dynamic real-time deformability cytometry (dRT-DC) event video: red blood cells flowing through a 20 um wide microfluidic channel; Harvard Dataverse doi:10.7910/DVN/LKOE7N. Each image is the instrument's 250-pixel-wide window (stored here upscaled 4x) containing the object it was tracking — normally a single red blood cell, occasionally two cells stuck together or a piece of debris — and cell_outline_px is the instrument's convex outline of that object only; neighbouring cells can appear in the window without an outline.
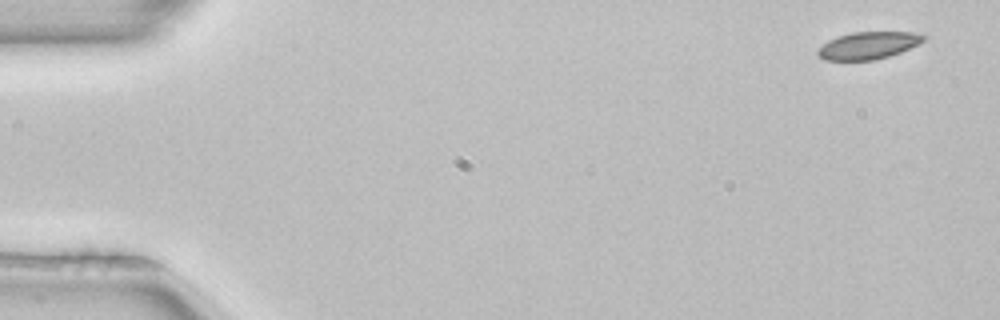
{"species": "common noctule bat (a hibernating species)", "species_latin": "Nyctalus noctula", "temperature_condition": "room temperature", "stored_images_in_passage": 6, "camera_frame_rate_fps": 3000, "um_per_image_px": 0.085, "animal": {"sex": "female", "body_mass_g": 22.7, "forearm_length_mm": 54.2}, "frame": {"image": 1, "passage_image": 1, "time_ms": 0.0, "image_size_px": [1000, 320], "cell_outline_px": [[928, 36], [924, 40], [900, 52], [876, 60], [824, 60], [816, 52], [816, 48], [828, 40], [836, 36], [852, 32], [912, 32]], "centroid_in_image_um": [73.74, 3.86], "position_along_channel_um": 11.3, "area_um2": 16.82}}
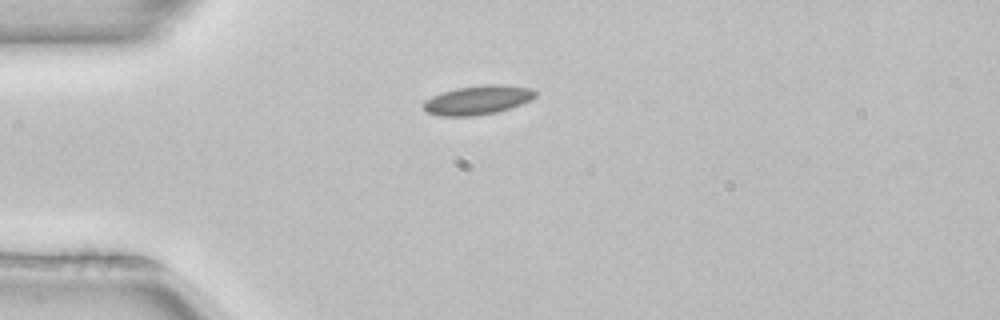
{"frame": {"image": 2, "passage_image": 4, "time_ms": 1.0, "image_size_px": [1000, 320], "cell_outline_px": [[536, 96], [532, 100], [496, 112], [472, 116], [440, 116], [428, 112], [424, 108], [424, 100], [432, 96], [456, 88], [484, 84], [500, 84], [532, 88], [536, 92]], "centroid_in_image_um": [40.63, 8.49], "position_along_channel_um": 44.4, "area_um2": 18.84}}
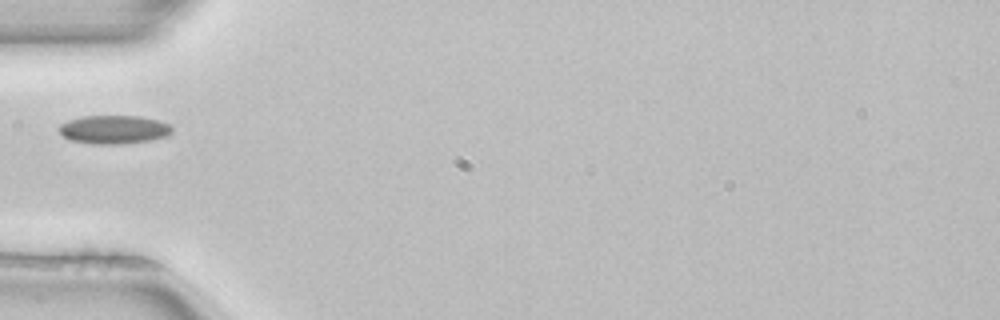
{"frame": {"image": 3, "passage_image": 5, "time_ms": 1.333, "image_size_px": [1000, 320], "cell_outline_px": [[172, 132], [164, 136], [148, 140], [120, 144], [92, 144], [72, 140], [64, 136], [56, 128], [60, 124], [68, 120], [84, 116], [140, 116], [160, 120], [168, 124], [172, 128]], "centroid_in_image_um": [9.65, 11.0], "position_along_channel_um": 75.4, "area_um2": 18.67}}